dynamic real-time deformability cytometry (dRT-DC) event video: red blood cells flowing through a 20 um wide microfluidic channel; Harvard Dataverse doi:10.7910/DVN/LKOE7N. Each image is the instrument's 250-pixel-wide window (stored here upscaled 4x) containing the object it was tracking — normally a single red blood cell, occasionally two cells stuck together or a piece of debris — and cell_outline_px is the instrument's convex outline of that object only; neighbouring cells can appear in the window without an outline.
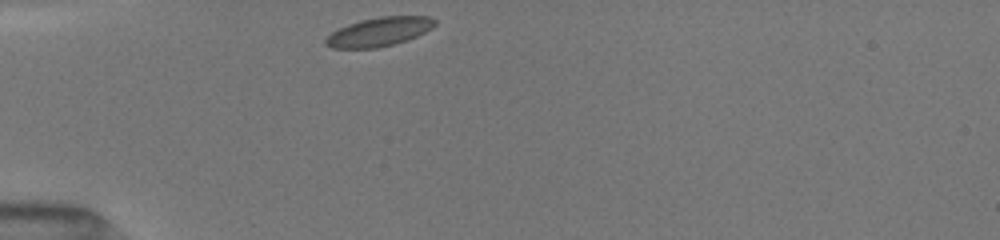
{"species": "common noctule bat (a hibernating species)", "species_latin": "Nyctalus noctula", "temperature_condition": "room temperature", "stored_images_in_passage": 42, "camera_frame_rate_fps": 3000, "um_per_image_px": 0.085, "animal": {"sex": "female", "body_mass_g": 19.5, "forearm_length_mm": 54.1}, "frame": {"image": 1, "passage_image": 1, "time_ms": 0.0, "image_size_px": [1000, 240], "cell_outline_px": [[436, 24], [432, 28], [416, 36], [392, 44], [376, 48], [332, 48], [324, 44], [324, 40], [332, 32], [348, 24], [360, 20], [380, 16], [432, 16], [436, 20]], "centroid_in_image_um": [32.22, 2.69], "position_along_channel_um": 52.8, "area_um2": 18.26}}
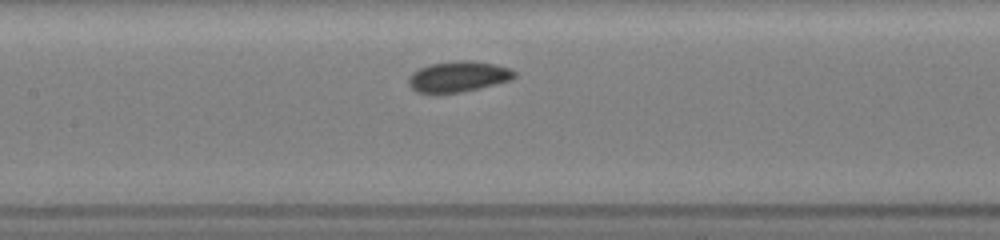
{"frame": {"image": 2, "passage_image": 13, "time_ms": 3.333, "image_size_px": [1000, 240], "cell_outline_px": [[516, 76], [512, 80], [480, 88], [460, 92], [416, 92], [408, 84], [408, 76], [412, 72], [420, 68], [432, 64], [456, 60], [468, 60], [492, 64], [512, 68], [516, 72]], "centroid_in_image_um": [38.98, 6.5], "position_along_channel_um": 168.4, "area_um2": 18.84}}
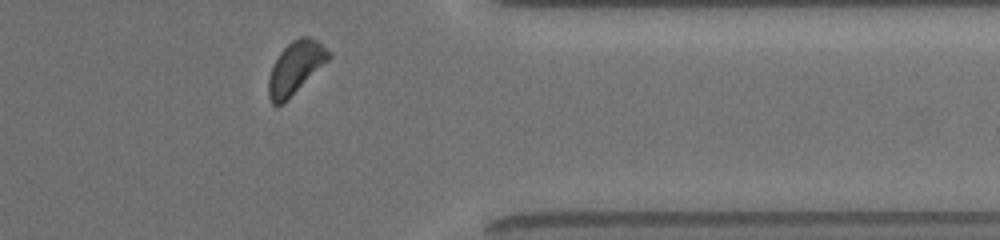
{"frame": {"image": 3, "passage_image": 36, "time_ms": 9.0, "image_size_px": [1000, 240], "cell_outline_px": [[332, 56], [328, 60], [280, 104], [272, 104], [268, 96], [268, 76], [280, 52], [292, 40], [300, 36], [308, 36], [316, 40]], "centroid_in_image_um": [25.08, 5.71], "position_along_channel_um": 386.3, "area_um2": 17.46}}